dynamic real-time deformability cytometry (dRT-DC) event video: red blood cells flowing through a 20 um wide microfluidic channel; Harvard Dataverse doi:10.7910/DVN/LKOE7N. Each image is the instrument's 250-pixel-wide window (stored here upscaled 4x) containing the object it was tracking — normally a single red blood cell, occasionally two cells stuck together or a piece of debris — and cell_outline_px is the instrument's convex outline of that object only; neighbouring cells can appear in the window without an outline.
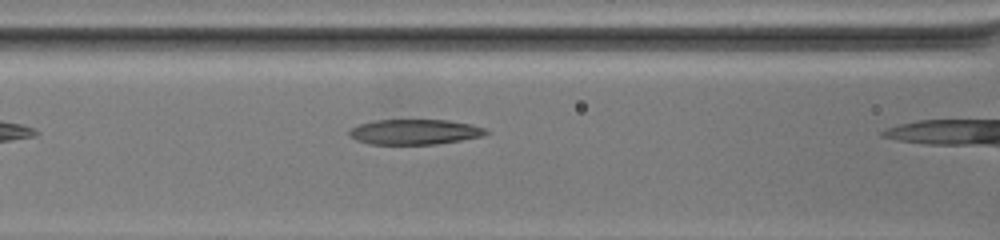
{"species": "common noctule bat (a hibernating species)", "species_latin": "Nyctalus noctula", "temperature_condition": "warm", "stored_images_in_passage": 35, "camera_frame_rate_fps": 3000, "um_per_image_px": 0.085, "animal": {"sex": "female", "body_mass_g": 19.5, "forearm_length_mm": 54.1}, "frame": {"image": 1, "passage_image": 6, "time_ms": 1.667, "image_size_px": [1000, 240], "cell_outline_px": [[488, 132], [480, 136], [460, 140], [436, 144], [368, 144], [356, 140], [348, 132], [348, 128], [360, 124], [376, 120], [448, 120], [472, 124], [484, 128]], "centroid_in_image_um": [35.2, 11.21], "position_along_channel_um": 131.4, "area_um2": 19.94}}
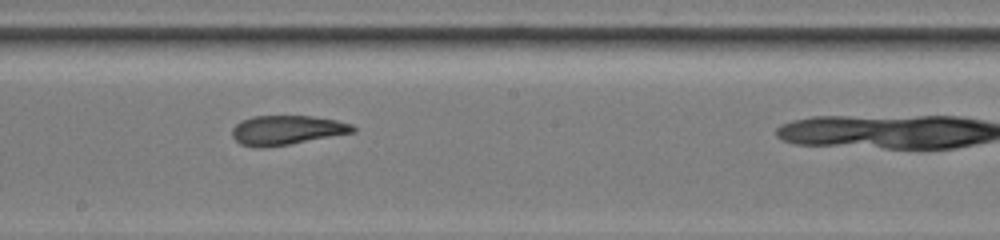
{"frame": {"image": 2, "passage_image": 15, "time_ms": 4.667, "image_size_px": [1000, 240], "cell_outline_px": [[356, 132], [288, 144], [264, 148], [260, 148], [240, 144], [232, 136], [232, 128], [240, 120], [252, 116], [312, 116], [336, 120], [352, 124], [356, 128]], "centroid_in_image_um": [24.36, 11.05], "position_along_channel_um": 223.8, "area_um2": 20.69}}
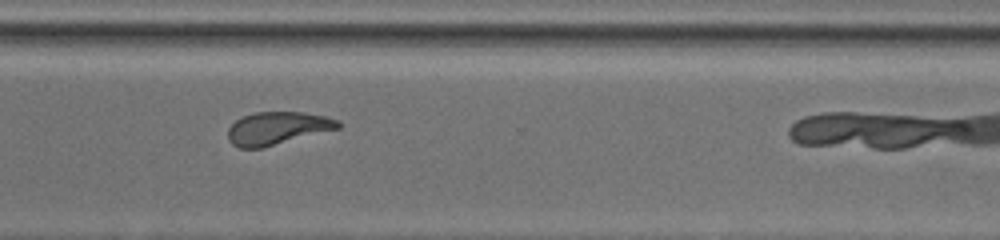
{"frame": {"image": 3, "passage_image": 27, "time_ms": 8.667, "image_size_px": [1000, 240], "cell_outline_px": [[340, 128], [260, 148], [240, 148], [232, 144], [228, 140], [228, 128], [236, 120], [244, 116], [256, 112], [304, 112], [324, 116], [340, 120]], "centroid_in_image_um": [23.57, 10.89], "position_along_channel_um": 347.0, "area_um2": 20.87}}